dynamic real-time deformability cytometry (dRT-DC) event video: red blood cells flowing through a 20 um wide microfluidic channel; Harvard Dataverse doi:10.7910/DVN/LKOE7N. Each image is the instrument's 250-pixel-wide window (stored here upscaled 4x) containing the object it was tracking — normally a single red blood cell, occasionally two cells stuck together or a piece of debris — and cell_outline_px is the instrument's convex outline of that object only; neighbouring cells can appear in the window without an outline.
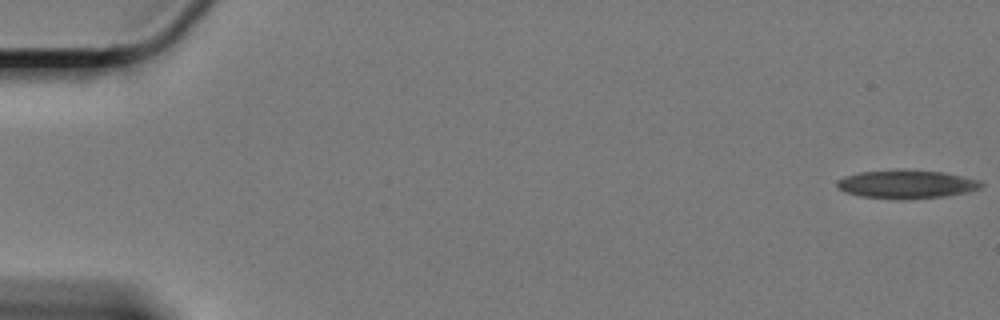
{"species": "Egyptian fruit bat (a non-hibernating species)", "species_latin": "Rousettus aegyptiacus", "temperature_condition": "cold", "stored_images_in_passage": 17, "camera_frame_rate_fps": 3000, "um_per_image_px": 0.085, "animal": {"sex": "female"}, "frame": {"image": 1, "passage_image": 1, "time_ms": 0.0, "image_size_px": [1000, 320], "cell_outline_px": [[984, 184], [980, 188], [968, 192], [944, 196], [908, 200], [896, 200], [860, 196], [844, 192], [836, 184], [836, 180], [844, 176], [860, 172], [900, 168], [944, 172], [980, 180]], "centroid_in_image_um": [77.04, 15.65], "position_along_channel_um": 8.0, "area_um2": 24.51}}
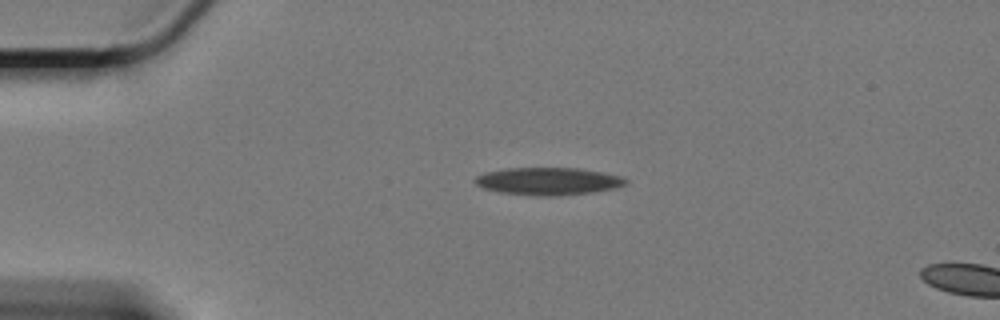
{"frame": {"image": 2, "passage_image": 14, "time_ms": 4.333, "image_size_px": [1000, 320], "cell_outline_px": [[628, 184], [616, 188], [592, 192], [552, 196], [544, 196], [500, 192], [484, 188], [476, 184], [472, 180], [476, 176], [484, 172], [508, 168], [580, 168], [620, 176], [628, 180]], "centroid_in_image_um": [46.59, 15.4], "position_along_channel_um": 38.4, "area_um2": 24.04}}